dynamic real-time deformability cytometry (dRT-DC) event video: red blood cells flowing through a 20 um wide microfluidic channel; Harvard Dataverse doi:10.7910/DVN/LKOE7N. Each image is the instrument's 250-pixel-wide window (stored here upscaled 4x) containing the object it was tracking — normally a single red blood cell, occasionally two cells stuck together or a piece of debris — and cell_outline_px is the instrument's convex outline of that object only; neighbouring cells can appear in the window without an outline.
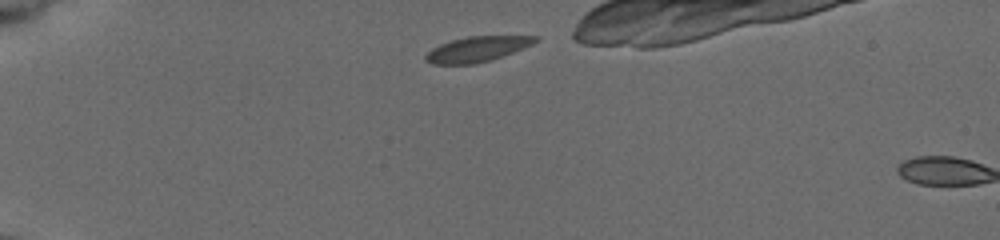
{"species": "common noctule bat (a hibernating species)", "species_latin": "Nyctalus noctula", "temperature_condition": "cold", "stored_images_in_passage": 2, "camera_frame_rate_fps": 3000, "um_per_image_px": 0.085, "animal": {"sex": "female", "body_mass_g": 19.5, "forearm_length_mm": 54.1}, "frame": {"image": 1, "passage_image": 1, "time_ms": 0.0, "image_size_px": [1000, 240], "cell_outline_px": [[540, 40], [532, 44], [492, 60], [472, 64], [432, 64], [424, 60], [424, 56], [432, 48], [440, 44], [452, 40], [468, 36], [540, 36]], "centroid_in_image_um": [40.54, 4.17], "position_along_channel_um": 44.5, "area_um2": 16.07}}